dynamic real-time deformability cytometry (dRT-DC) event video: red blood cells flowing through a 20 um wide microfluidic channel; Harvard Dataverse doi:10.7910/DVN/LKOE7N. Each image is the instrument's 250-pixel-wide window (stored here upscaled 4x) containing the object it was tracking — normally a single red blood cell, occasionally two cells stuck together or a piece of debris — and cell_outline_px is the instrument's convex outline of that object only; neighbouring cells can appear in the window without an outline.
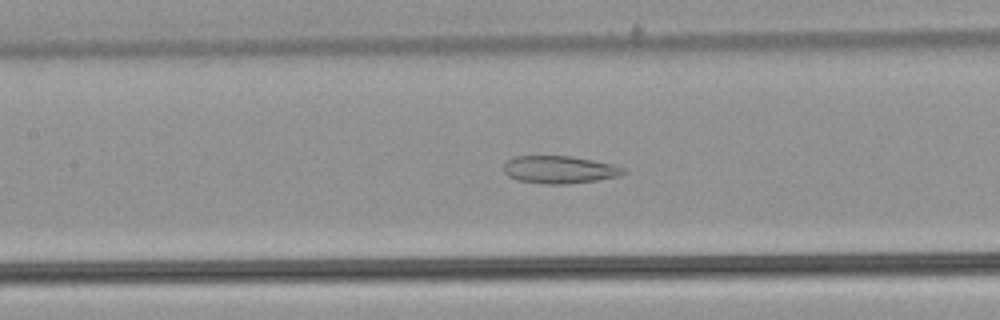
{"species": "common noctule bat (a hibernating species)", "species_latin": "Nyctalus noctula", "temperature_condition": "warm", "stored_images_in_passage": 51, "camera_frame_rate_fps": 3000, "um_per_image_px": 0.085, "animal": {"sex": "male", "body_mass_g": 21.5, "forearm_length_mm": 52.0}, "frame": {"image": 1, "passage_image": 22, "time_ms": 7.0, "image_size_px": [1000, 320], "cell_outline_px": [[628, 172], [620, 176], [596, 180], [564, 184], [544, 184], [516, 180], [508, 176], [504, 172], [504, 164], [508, 160], [516, 156], [572, 156], [616, 164], [624, 168]], "centroid_in_image_um": [47.59, 14.41], "position_along_channel_um": 159.8, "area_um2": 19.42}}
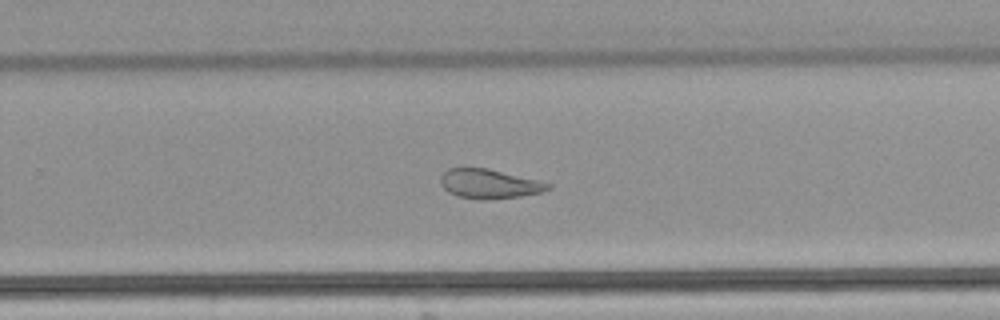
{"frame": {"image": 2, "passage_image": 32, "time_ms": 10.333, "image_size_px": [1000, 320], "cell_outline_px": [[552, 188], [544, 192], [520, 196], [480, 200], [476, 200], [460, 196], [448, 192], [440, 184], [440, 176], [448, 168], [488, 168], [552, 184]], "centroid_in_image_um": [41.58, 15.63], "position_along_channel_um": 288.2, "area_um2": 18.32}}
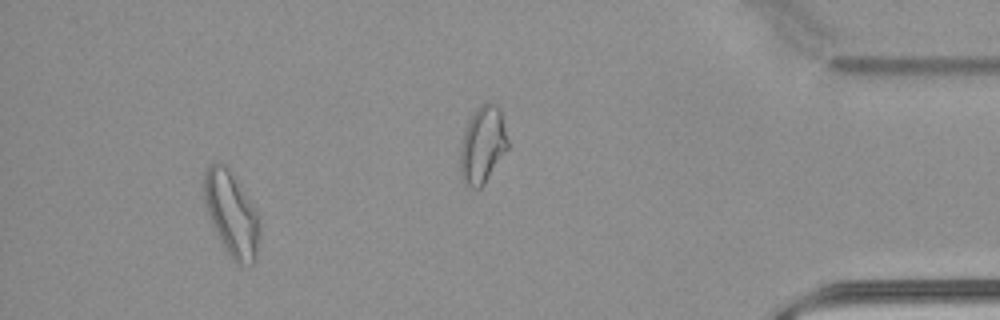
{"frame": {"image": 3, "passage_image": 47, "time_ms": 15.333, "image_size_px": [1000, 320], "cell_outline_px": [[260, 232], [256, 252], [252, 264], [236, 264], [232, 260], [212, 224], [208, 212], [204, 196], [204, 176], [208, 168], [216, 160], [220, 160], [228, 168], [252, 204], [256, 212], [260, 224]], "centroid_in_image_um": [19.68, 18.17], "position_along_channel_um": 415.5, "area_um2": 26.59}, "authors_computed_cell_mechanics": {"area_um2": 23.5824, "velocity_mm_per_s": 3.8593, "shape_relaxation_time_tau1_ms": null, "shape_relaxation_time_tau2_ms": 2.3622, "deformation_change_tau1": null, "deformation_change_tau2": 0.097}}